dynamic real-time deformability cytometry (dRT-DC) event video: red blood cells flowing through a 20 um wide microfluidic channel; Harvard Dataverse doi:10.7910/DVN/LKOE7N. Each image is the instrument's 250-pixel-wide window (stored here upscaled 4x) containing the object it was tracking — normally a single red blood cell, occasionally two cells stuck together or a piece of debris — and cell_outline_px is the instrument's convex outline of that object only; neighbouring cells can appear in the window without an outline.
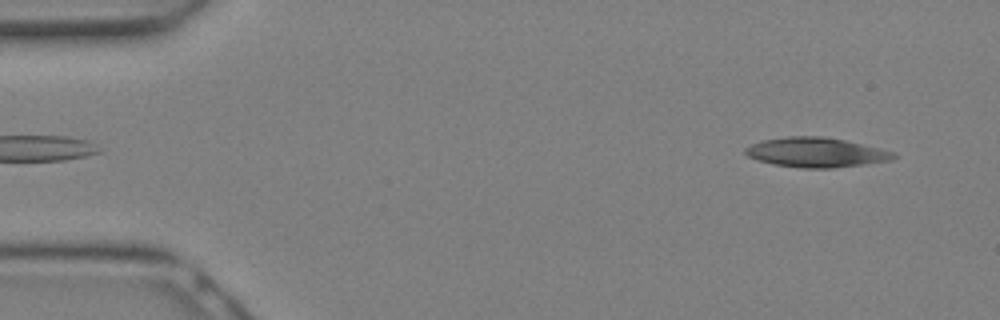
{"species": "Egyptian fruit bat (a non-hibernating species)", "species_latin": "Rousettus aegyptiacus", "temperature_condition": "warm", "stored_images_in_passage": 7, "camera_frame_rate_fps": 3000, "um_per_image_px": 0.085, "animal": {"sex": "female"}, "frame": {"image": 1, "passage_image": 1, "time_ms": 0.0, "image_size_px": [1000, 320], "cell_outline_px": [[896, 156], [892, 160], [832, 168], [800, 168], [772, 164], [756, 160], [748, 156], [744, 152], [744, 148], [752, 144], [764, 140], [788, 136], [824, 136], [844, 140], [880, 148], [896, 152]], "centroid_in_image_um": [69.35, 12.95], "position_along_channel_um": 15.6, "area_um2": 25.61}}
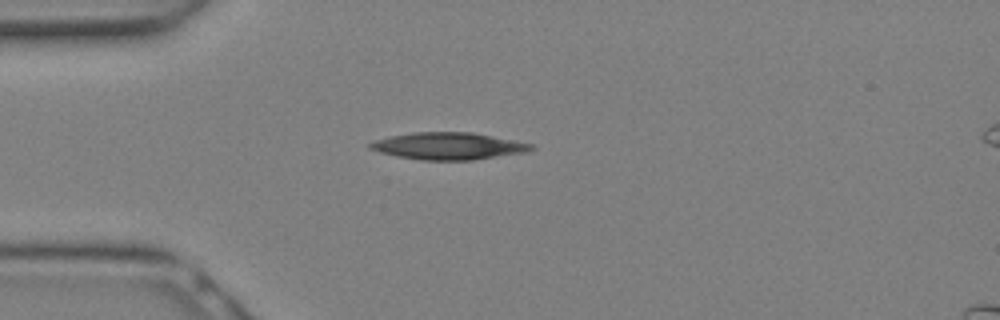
{"frame": {"image": 2, "passage_image": 6, "time_ms": 1.667, "image_size_px": [1000, 320], "cell_outline_px": [[536, 148], [528, 152], [472, 160], [420, 160], [396, 156], [380, 152], [368, 148], [368, 144], [372, 140], [388, 136], [412, 132], [472, 132], [532, 144]], "centroid_in_image_um": [38.07, 12.41], "position_along_channel_um": 46.9, "area_um2": 25.55}}